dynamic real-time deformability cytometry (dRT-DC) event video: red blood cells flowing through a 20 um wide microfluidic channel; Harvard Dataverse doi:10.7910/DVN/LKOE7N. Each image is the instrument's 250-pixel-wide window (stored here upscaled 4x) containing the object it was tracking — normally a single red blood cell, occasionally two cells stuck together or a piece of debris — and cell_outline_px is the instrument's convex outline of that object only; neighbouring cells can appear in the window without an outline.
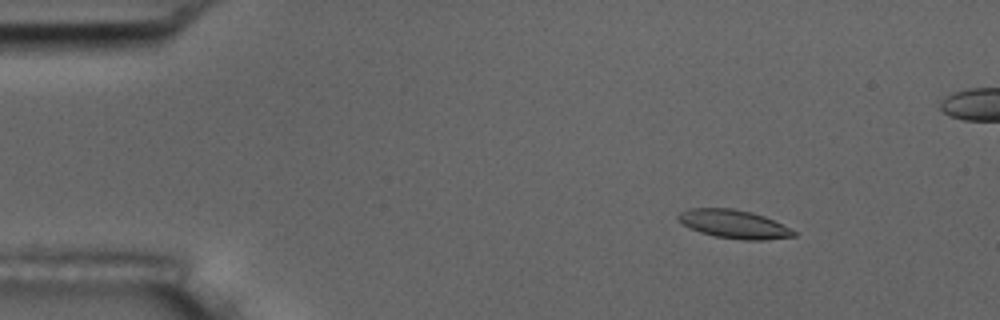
{"species": "common noctule bat (a hibernating species)", "species_latin": "Nyctalus noctula", "temperature_condition": "room temperature", "stored_images_in_passage": 8, "camera_frame_rate_fps": 3000, "um_per_image_px": 0.085, "animal": {"sex": "male", "body_mass_g": 17.5, "forearm_length_mm": 52.3}, "frame": {"image": 1, "passage_image": 2, "time_ms": 1.0, "image_size_px": [1000, 320], "cell_outline_px": [[796, 236], [764, 240], [744, 240], [716, 236], [700, 232], [684, 224], [676, 216], [680, 212], [688, 208], [732, 208], [752, 212], [764, 216], [796, 232]], "centroid_in_image_um": [62.37, 19.04], "position_along_channel_um": 22.6, "area_um2": 18.84}}
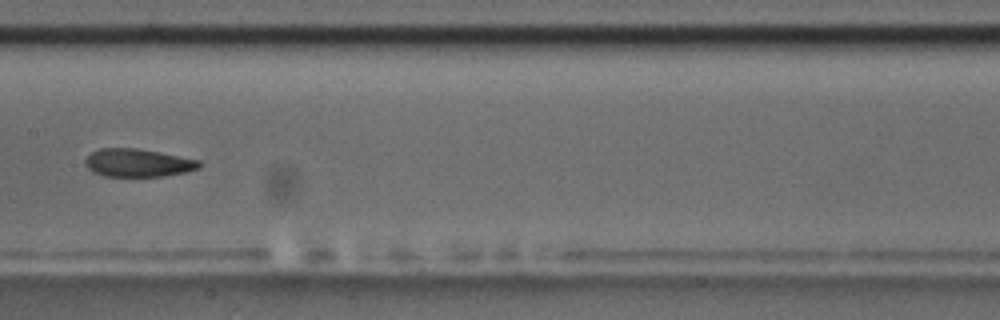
{"frame": {"image": 2, "passage_image": 8, "time_ms": 8.0, "image_size_px": [1000, 320], "cell_outline_px": [[200, 168], [184, 172], [164, 176], [104, 176], [92, 172], [84, 164], [84, 160], [92, 152], [100, 148], [136, 148], [160, 152], [200, 160]], "centroid_in_image_um": [11.7, 13.84], "position_along_channel_um": 195.7, "area_um2": 18.61}}